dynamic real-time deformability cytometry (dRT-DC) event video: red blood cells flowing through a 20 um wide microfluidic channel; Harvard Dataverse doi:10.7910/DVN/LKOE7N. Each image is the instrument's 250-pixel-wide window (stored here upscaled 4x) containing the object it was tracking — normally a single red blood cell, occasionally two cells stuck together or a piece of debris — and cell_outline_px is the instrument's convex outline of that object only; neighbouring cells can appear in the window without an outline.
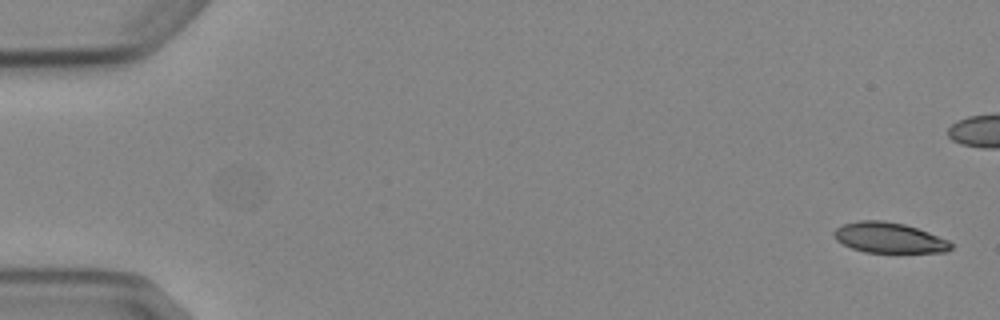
{"species": "Egyptian fruit bat (a non-hibernating species)", "species_latin": "Rousettus aegyptiacus", "temperature_condition": "cold", "stored_images_in_passage": 6, "camera_frame_rate_fps": 3000, "um_per_image_px": 0.085, "animal": {"sex": "female"}, "frame": {"image": 1, "passage_image": 1, "time_ms": 0.0, "image_size_px": [1000, 320], "cell_outline_px": [[952, 248], [948, 252], [864, 252], [852, 248], [836, 240], [832, 232], [836, 228], [844, 224], [860, 220], [884, 220], [904, 224], [928, 232], [948, 240], [952, 244]], "centroid_in_image_um": [75.56, 20.2], "position_along_channel_um": 9.4, "area_um2": 20.63}}
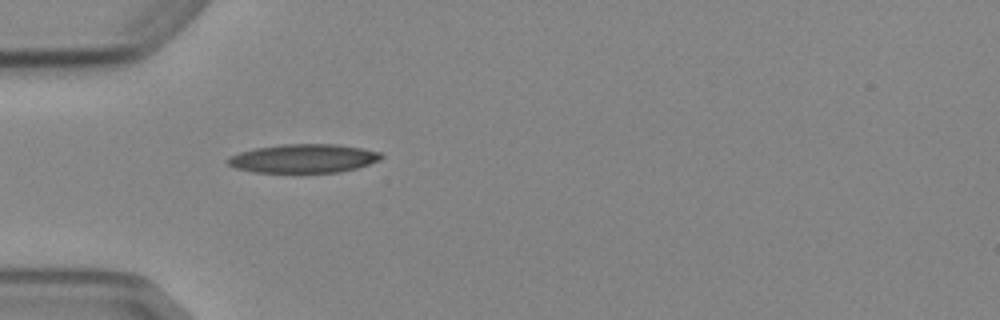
{"frame": {"image": 2, "passage_image": 6, "time_ms": 6.667, "image_size_px": [1000, 320], "cell_outline_px": [[384, 156], [380, 160], [356, 168], [340, 172], [256, 172], [236, 168], [228, 164], [224, 160], [228, 156], [240, 152], [256, 148], [284, 144], [336, 144], [360, 148], [380, 152]], "centroid_in_image_um": [25.78, 13.46], "position_along_channel_um": 59.2, "area_um2": 25.55}}